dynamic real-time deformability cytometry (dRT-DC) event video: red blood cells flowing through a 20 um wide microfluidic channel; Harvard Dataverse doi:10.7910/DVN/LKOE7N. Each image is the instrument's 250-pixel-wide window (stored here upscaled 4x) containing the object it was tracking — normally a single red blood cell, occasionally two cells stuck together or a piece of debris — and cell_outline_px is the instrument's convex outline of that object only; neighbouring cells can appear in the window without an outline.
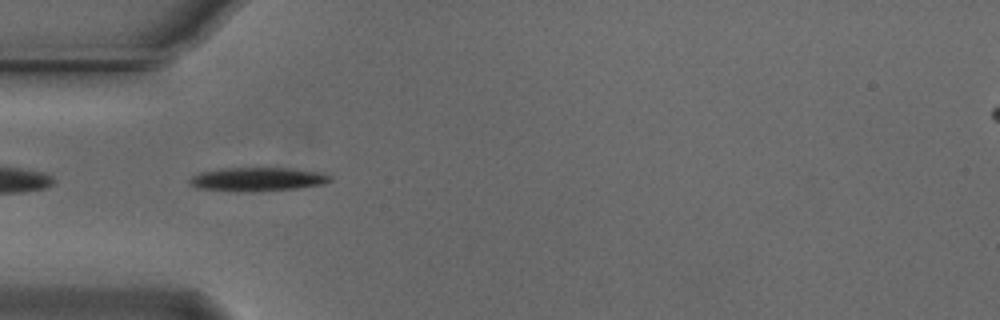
{"species": "Egyptian fruit bat (a non-hibernating species)", "species_latin": "Rousettus aegyptiacus", "temperature_condition": "cold", "stored_images_in_passage": 40, "camera_frame_rate_fps": 3000, "um_per_image_px": 0.085, "animal": {"sex": "male"}, "frame": {"image": 1, "passage_image": 2, "time_ms": 0.333, "image_size_px": [1000, 320], "cell_outline_px": [[332, 180], [324, 184], [296, 188], [260, 192], [252, 192], [196, 188], [188, 180], [192, 176], [200, 172], [220, 168], [288, 168], [324, 172], [332, 176]], "centroid_in_image_um": [21.93, 15.23], "position_along_channel_um": 63.1, "area_um2": 19.59}}
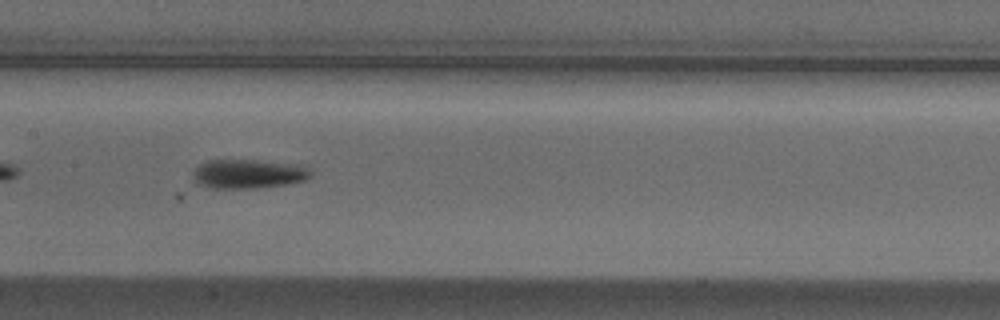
{"frame": {"image": 2, "passage_image": 12, "time_ms": 3.667, "image_size_px": [1000, 320], "cell_outline_px": [[312, 176], [304, 180], [284, 184], [256, 188], [212, 188], [196, 184], [192, 176], [192, 172], [200, 164], [208, 160], [256, 160], [300, 164], [308, 168], [312, 172]], "centroid_in_image_um": [21.09, 14.77], "position_along_channel_um": 186.3, "area_um2": 20.11}}
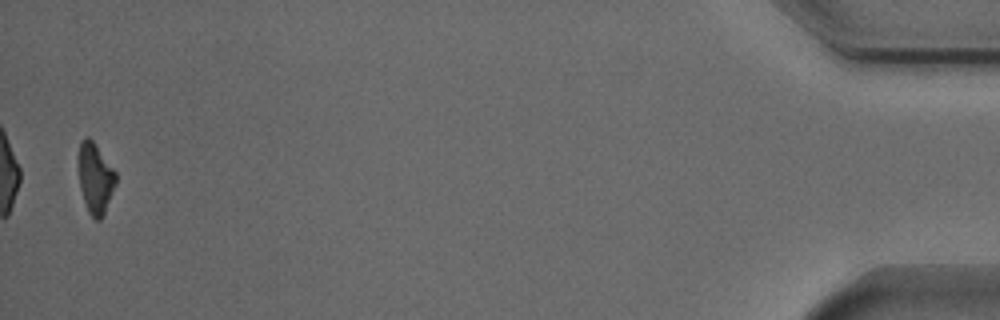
{"frame": {"image": 3, "passage_image": 39, "time_ms": 12.667, "image_size_px": [1000, 320], "cell_outline_px": [[116, 184], [104, 216], [100, 220], [96, 220], [88, 212], [84, 204], [80, 188], [80, 140], [88, 136], [92, 140], [116, 172]], "centroid_in_image_um": [8.13, 15.21], "position_along_channel_um": 427.1, "area_um2": 15.14}, "authors_computed_cell_mechanics": {"area_um2": 17.4845, "velocity_mm_per_s": 3.7334, "shape_relaxation_time_tau1_ms": 2.2659, "shape_relaxation_time_tau2_ms": null, "deformation_change_tau1": 0.1599, "deformation_change_tau2": null}}